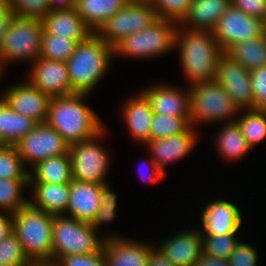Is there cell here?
Instances as JSON below:
<instances>
[{
  "instance_id": "obj_29",
  "label": "cell",
  "mask_w": 266,
  "mask_h": 266,
  "mask_svg": "<svg viewBox=\"0 0 266 266\" xmlns=\"http://www.w3.org/2000/svg\"><path fill=\"white\" fill-rule=\"evenodd\" d=\"M30 169L29 182L65 184L73 180L69 154L48 158Z\"/></svg>"
},
{
  "instance_id": "obj_43",
  "label": "cell",
  "mask_w": 266,
  "mask_h": 266,
  "mask_svg": "<svg viewBox=\"0 0 266 266\" xmlns=\"http://www.w3.org/2000/svg\"><path fill=\"white\" fill-rule=\"evenodd\" d=\"M59 266H107L103 248L86 255H68L60 258Z\"/></svg>"
},
{
  "instance_id": "obj_1",
  "label": "cell",
  "mask_w": 266,
  "mask_h": 266,
  "mask_svg": "<svg viewBox=\"0 0 266 266\" xmlns=\"http://www.w3.org/2000/svg\"><path fill=\"white\" fill-rule=\"evenodd\" d=\"M174 51H178L179 65L187 85L215 80L217 63L224 52L212 32L192 30L178 24Z\"/></svg>"
},
{
  "instance_id": "obj_41",
  "label": "cell",
  "mask_w": 266,
  "mask_h": 266,
  "mask_svg": "<svg viewBox=\"0 0 266 266\" xmlns=\"http://www.w3.org/2000/svg\"><path fill=\"white\" fill-rule=\"evenodd\" d=\"M258 256L256 247L240 240L227 261L230 266H257Z\"/></svg>"
},
{
  "instance_id": "obj_22",
  "label": "cell",
  "mask_w": 266,
  "mask_h": 266,
  "mask_svg": "<svg viewBox=\"0 0 266 266\" xmlns=\"http://www.w3.org/2000/svg\"><path fill=\"white\" fill-rule=\"evenodd\" d=\"M104 186L72 180L66 216L91 223L100 208L101 189Z\"/></svg>"
},
{
  "instance_id": "obj_50",
  "label": "cell",
  "mask_w": 266,
  "mask_h": 266,
  "mask_svg": "<svg viewBox=\"0 0 266 266\" xmlns=\"http://www.w3.org/2000/svg\"><path fill=\"white\" fill-rule=\"evenodd\" d=\"M50 10L73 9L76 6V0H48Z\"/></svg>"
},
{
  "instance_id": "obj_38",
  "label": "cell",
  "mask_w": 266,
  "mask_h": 266,
  "mask_svg": "<svg viewBox=\"0 0 266 266\" xmlns=\"http://www.w3.org/2000/svg\"><path fill=\"white\" fill-rule=\"evenodd\" d=\"M111 188L110 184H107L101 189L100 208L95 218L90 223L96 231H98L102 225L104 226V224L111 223L117 218L118 198L117 194L114 193Z\"/></svg>"
},
{
  "instance_id": "obj_49",
  "label": "cell",
  "mask_w": 266,
  "mask_h": 266,
  "mask_svg": "<svg viewBox=\"0 0 266 266\" xmlns=\"http://www.w3.org/2000/svg\"><path fill=\"white\" fill-rule=\"evenodd\" d=\"M147 266H174L165 258L156 248L149 253V262Z\"/></svg>"
},
{
  "instance_id": "obj_6",
  "label": "cell",
  "mask_w": 266,
  "mask_h": 266,
  "mask_svg": "<svg viewBox=\"0 0 266 266\" xmlns=\"http://www.w3.org/2000/svg\"><path fill=\"white\" fill-rule=\"evenodd\" d=\"M13 216V232L30 261H52L53 217L30 204Z\"/></svg>"
},
{
  "instance_id": "obj_34",
  "label": "cell",
  "mask_w": 266,
  "mask_h": 266,
  "mask_svg": "<svg viewBox=\"0 0 266 266\" xmlns=\"http://www.w3.org/2000/svg\"><path fill=\"white\" fill-rule=\"evenodd\" d=\"M75 40L54 34H43L40 57L66 62L75 51Z\"/></svg>"
},
{
  "instance_id": "obj_16",
  "label": "cell",
  "mask_w": 266,
  "mask_h": 266,
  "mask_svg": "<svg viewBox=\"0 0 266 266\" xmlns=\"http://www.w3.org/2000/svg\"><path fill=\"white\" fill-rule=\"evenodd\" d=\"M30 65L25 78L39 91L51 98L74 94L64 61L39 57Z\"/></svg>"
},
{
  "instance_id": "obj_33",
  "label": "cell",
  "mask_w": 266,
  "mask_h": 266,
  "mask_svg": "<svg viewBox=\"0 0 266 266\" xmlns=\"http://www.w3.org/2000/svg\"><path fill=\"white\" fill-rule=\"evenodd\" d=\"M190 117H174L154 113L149 141L163 139L186 132L191 127Z\"/></svg>"
},
{
  "instance_id": "obj_53",
  "label": "cell",
  "mask_w": 266,
  "mask_h": 266,
  "mask_svg": "<svg viewBox=\"0 0 266 266\" xmlns=\"http://www.w3.org/2000/svg\"><path fill=\"white\" fill-rule=\"evenodd\" d=\"M264 34L266 35V18L264 20Z\"/></svg>"
},
{
  "instance_id": "obj_12",
  "label": "cell",
  "mask_w": 266,
  "mask_h": 266,
  "mask_svg": "<svg viewBox=\"0 0 266 266\" xmlns=\"http://www.w3.org/2000/svg\"><path fill=\"white\" fill-rule=\"evenodd\" d=\"M212 33L219 47L226 53L233 45L263 36L264 21L246 15L230 4Z\"/></svg>"
},
{
  "instance_id": "obj_40",
  "label": "cell",
  "mask_w": 266,
  "mask_h": 266,
  "mask_svg": "<svg viewBox=\"0 0 266 266\" xmlns=\"http://www.w3.org/2000/svg\"><path fill=\"white\" fill-rule=\"evenodd\" d=\"M14 14L19 18L42 19L49 11L48 0H10Z\"/></svg>"
},
{
  "instance_id": "obj_9",
  "label": "cell",
  "mask_w": 266,
  "mask_h": 266,
  "mask_svg": "<svg viewBox=\"0 0 266 266\" xmlns=\"http://www.w3.org/2000/svg\"><path fill=\"white\" fill-rule=\"evenodd\" d=\"M106 132L107 129L104 128L96 136L70 145L69 155L71 158L73 180L100 185L109 184L106 177L111 169L112 162L110 152L105 146H102L101 141L105 137Z\"/></svg>"
},
{
  "instance_id": "obj_44",
  "label": "cell",
  "mask_w": 266,
  "mask_h": 266,
  "mask_svg": "<svg viewBox=\"0 0 266 266\" xmlns=\"http://www.w3.org/2000/svg\"><path fill=\"white\" fill-rule=\"evenodd\" d=\"M231 5L243 11L246 15L261 20L266 18V0H230Z\"/></svg>"
},
{
  "instance_id": "obj_35",
  "label": "cell",
  "mask_w": 266,
  "mask_h": 266,
  "mask_svg": "<svg viewBox=\"0 0 266 266\" xmlns=\"http://www.w3.org/2000/svg\"><path fill=\"white\" fill-rule=\"evenodd\" d=\"M0 178L29 179V171L24 167L15 145L0 146Z\"/></svg>"
},
{
  "instance_id": "obj_52",
  "label": "cell",
  "mask_w": 266,
  "mask_h": 266,
  "mask_svg": "<svg viewBox=\"0 0 266 266\" xmlns=\"http://www.w3.org/2000/svg\"><path fill=\"white\" fill-rule=\"evenodd\" d=\"M128 2H146L149 0H127Z\"/></svg>"
},
{
  "instance_id": "obj_14",
  "label": "cell",
  "mask_w": 266,
  "mask_h": 266,
  "mask_svg": "<svg viewBox=\"0 0 266 266\" xmlns=\"http://www.w3.org/2000/svg\"><path fill=\"white\" fill-rule=\"evenodd\" d=\"M1 94L14 112L37 123L47 121L51 97L39 91L28 80L7 86Z\"/></svg>"
},
{
  "instance_id": "obj_2",
  "label": "cell",
  "mask_w": 266,
  "mask_h": 266,
  "mask_svg": "<svg viewBox=\"0 0 266 266\" xmlns=\"http://www.w3.org/2000/svg\"><path fill=\"white\" fill-rule=\"evenodd\" d=\"M88 96L90 94L74 93L51 98L46 122L69 145L88 140L106 127L98 114L84 102Z\"/></svg>"
},
{
  "instance_id": "obj_17",
  "label": "cell",
  "mask_w": 266,
  "mask_h": 266,
  "mask_svg": "<svg viewBox=\"0 0 266 266\" xmlns=\"http://www.w3.org/2000/svg\"><path fill=\"white\" fill-rule=\"evenodd\" d=\"M163 240L154 247L174 266H194L203 253L202 235L196 226L175 231Z\"/></svg>"
},
{
  "instance_id": "obj_46",
  "label": "cell",
  "mask_w": 266,
  "mask_h": 266,
  "mask_svg": "<svg viewBox=\"0 0 266 266\" xmlns=\"http://www.w3.org/2000/svg\"><path fill=\"white\" fill-rule=\"evenodd\" d=\"M149 159H147V161H150V162H147V163L144 162V164H143V166H144L145 164L147 165L149 163L147 165L148 167H146L147 172L149 171L148 174H146V172H145L146 176L144 175V173H140V175L139 174L138 175L141 177V179L147 180V182H149L150 184H156L159 181H161L162 178H165L166 174L157 166V164L154 162V160L152 159L151 156ZM143 172H144V170H143Z\"/></svg>"
},
{
  "instance_id": "obj_23",
  "label": "cell",
  "mask_w": 266,
  "mask_h": 266,
  "mask_svg": "<svg viewBox=\"0 0 266 266\" xmlns=\"http://www.w3.org/2000/svg\"><path fill=\"white\" fill-rule=\"evenodd\" d=\"M41 20L44 26L43 34L67 37L77 43L93 34L75 8L50 10Z\"/></svg>"
},
{
  "instance_id": "obj_36",
  "label": "cell",
  "mask_w": 266,
  "mask_h": 266,
  "mask_svg": "<svg viewBox=\"0 0 266 266\" xmlns=\"http://www.w3.org/2000/svg\"><path fill=\"white\" fill-rule=\"evenodd\" d=\"M238 233H229L224 235H202L203 253L212 257H218L227 260L234 251L236 245L240 242Z\"/></svg>"
},
{
  "instance_id": "obj_18",
  "label": "cell",
  "mask_w": 266,
  "mask_h": 266,
  "mask_svg": "<svg viewBox=\"0 0 266 266\" xmlns=\"http://www.w3.org/2000/svg\"><path fill=\"white\" fill-rule=\"evenodd\" d=\"M156 83L140 90L149 100L153 112L174 117H190L188 85L186 88L179 85V88L167 82Z\"/></svg>"
},
{
  "instance_id": "obj_15",
  "label": "cell",
  "mask_w": 266,
  "mask_h": 266,
  "mask_svg": "<svg viewBox=\"0 0 266 266\" xmlns=\"http://www.w3.org/2000/svg\"><path fill=\"white\" fill-rule=\"evenodd\" d=\"M200 228L201 235H224L239 233L243 223V214L237 204L224 198L210 200L201 207Z\"/></svg>"
},
{
  "instance_id": "obj_4",
  "label": "cell",
  "mask_w": 266,
  "mask_h": 266,
  "mask_svg": "<svg viewBox=\"0 0 266 266\" xmlns=\"http://www.w3.org/2000/svg\"><path fill=\"white\" fill-rule=\"evenodd\" d=\"M110 233V234H109ZM114 234V235H113ZM101 236V237H100ZM124 236V234L99 231L89 223L66 215L53 217L52 261L68 255H86L96 253L103 248L106 238Z\"/></svg>"
},
{
  "instance_id": "obj_47",
  "label": "cell",
  "mask_w": 266,
  "mask_h": 266,
  "mask_svg": "<svg viewBox=\"0 0 266 266\" xmlns=\"http://www.w3.org/2000/svg\"><path fill=\"white\" fill-rule=\"evenodd\" d=\"M13 232V216L11 213L0 211V241Z\"/></svg>"
},
{
  "instance_id": "obj_5",
  "label": "cell",
  "mask_w": 266,
  "mask_h": 266,
  "mask_svg": "<svg viewBox=\"0 0 266 266\" xmlns=\"http://www.w3.org/2000/svg\"><path fill=\"white\" fill-rule=\"evenodd\" d=\"M190 122L195 128L200 124H224L235 122L239 113L231 96L214 81L188 85Z\"/></svg>"
},
{
  "instance_id": "obj_10",
  "label": "cell",
  "mask_w": 266,
  "mask_h": 266,
  "mask_svg": "<svg viewBox=\"0 0 266 266\" xmlns=\"http://www.w3.org/2000/svg\"><path fill=\"white\" fill-rule=\"evenodd\" d=\"M158 19L156 10L146 2H128L96 33L113 49L127 36L140 32Z\"/></svg>"
},
{
  "instance_id": "obj_37",
  "label": "cell",
  "mask_w": 266,
  "mask_h": 266,
  "mask_svg": "<svg viewBox=\"0 0 266 266\" xmlns=\"http://www.w3.org/2000/svg\"><path fill=\"white\" fill-rule=\"evenodd\" d=\"M30 263L14 232L0 241V266H30Z\"/></svg>"
},
{
  "instance_id": "obj_39",
  "label": "cell",
  "mask_w": 266,
  "mask_h": 266,
  "mask_svg": "<svg viewBox=\"0 0 266 266\" xmlns=\"http://www.w3.org/2000/svg\"><path fill=\"white\" fill-rule=\"evenodd\" d=\"M192 0H149L158 18L173 20L178 24L188 13Z\"/></svg>"
},
{
  "instance_id": "obj_24",
  "label": "cell",
  "mask_w": 266,
  "mask_h": 266,
  "mask_svg": "<svg viewBox=\"0 0 266 266\" xmlns=\"http://www.w3.org/2000/svg\"><path fill=\"white\" fill-rule=\"evenodd\" d=\"M28 191L32 193L29 204L35 209L52 215H66L70 183L29 182Z\"/></svg>"
},
{
  "instance_id": "obj_27",
  "label": "cell",
  "mask_w": 266,
  "mask_h": 266,
  "mask_svg": "<svg viewBox=\"0 0 266 266\" xmlns=\"http://www.w3.org/2000/svg\"><path fill=\"white\" fill-rule=\"evenodd\" d=\"M127 3V0H76L75 9L92 33H97Z\"/></svg>"
},
{
  "instance_id": "obj_54",
  "label": "cell",
  "mask_w": 266,
  "mask_h": 266,
  "mask_svg": "<svg viewBox=\"0 0 266 266\" xmlns=\"http://www.w3.org/2000/svg\"><path fill=\"white\" fill-rule=\"evenodd\" d=\"M4 72V70L1 68V66H0V78H1V76L3 75L2 73Z\"/></svg>"
},
{
  "instance_id": "obj_11",
  "label": "cell",
  "mask_w": 266,
  "mask_h": 266,
  "mask_svg": "<svg viewBox=\"0 0 266 266\" xmlns=\"http://www.w3.org/2000/svg\"><path fill=\"white\" fill-rule=\"evenodd\" d=\"M24 167H34L51 157L69 154L70 145L47 122L36 127L15 144ZM29 165V166H28Z\"/></svg>"
},
{
  "instance_id": "obj_42",
  "label": "cell",
  "mask_w": 266,
  "mask_h": 266,
  "mask_svg": "<svg viewBox=\"0 0 266 266\" xmlns=\"http://www.w3.org/2000/svg\"><path fill=\"white\" fill-rule=\"evenodd\" d=\"M254 109L266 108V65L250 71Z\"/></svg>"
},
{
  "instance_id": "obj_20",
  "label": "cell",
  "mask_w": 266,
  "mask_h": 266,
  "mask_svg": "<svg viewBox=\"0 0 266 266\" xmlns=\"http://www.w3.org/2000/svg\"><path fill=\"white\" fill-rule=\"evenodd\" d=\"M138 240L125 236L106 238L103 250L107 266H147L155 243Z\"/></svg>"
},
{
  "instance_id": "obj_8",
  "label": "cell",
  "mask_w": 266,
  "mask_h": 266,
  "mask_svg": "<svg viewBox=\"0 0 266 266\" xmlns=\"http://www.w3.org/2000/svg\"><path fill=\"white\" fill-rule=\"evenodd\" d=\"M44 26L41 19L15 17L8 31L0 54V66L6 70L7 63H33L40 57Z\"/></svg>"
},
{
  "instance_id": "obj_26",
  "label": "cell",
  "mask_w": 266,
  "mask_h": 266,
  "mask_svg": "<svg viewBox=\"0 0 266 266\" xmlns=\"http://www.w3.org/2000/svg\"><path fill=\"white\" fill-rule=\"evenodd\" d=\"M217 135L215 134V147L216 152H219V156L228 161L236 163L241 161L252 150L247 141L245 140L242 130L238 123H224L220 126Z\"/></svg>"
},
{
  "instance_id": "obj_7",
  "label": "cell",
  "mask_w": 266,
  "mask_h": 266,
  "mask_svg": "<svg viewBox=\"0 0 266 266\" xmlns=\"http://www.w3.org/2000/svg\"><path fill=\"white\" fill-rule=\"evenodd\" d=\"M178 23L158 18L140 32L132 33L114 48V57L151 59L174 51Z\"/></svg>"
},
{
  "instance_id": "obj_13",
  "label": "cell",
  "mask_w": 266,
  "mask_h": 266,
  "mask_svg": "<svg viewBox=\"0 0 266 266\" xmlns=\"http://www.w3.org/2000/svg\"><path fill=\"white\" fill-rule=\"evenodd\" d=\"M215 81L231 96L239 110L254 109L250 71L225 52L218 60Z\"/></svg>"
},
{
  "instance_id": "obj_3",
  "label": "cell",
  "mask_w": 266,
  "mask_h": 266,
  "mask_svg": "<svg viewBox=\"0 0 266 266\" xmlns=\"http://www.w3.org/2000/svg\"><path fill=\"white\" fill-rule=\"evenodd\" d=\"M114 49L96 33L78 42L65 62L73 93L90 94L109 72Z\"/></svg>"
},
{
  "instance_id": "obj_45",
  "label": "cell",
  "mask_w": 266,
  "mask_h": 266,
  "mask_svg": "<svg viewBox=\"0 0 266 266\" xmlns=\"http://www.w3.org/2000/svg\"><path fill=\"white\" fill-rule=\"evenodd\" d=\"M15 17L11 1L0 0V54L4 46L5 33L8 31L9 26Z\"/></svg>"
},
{
  "instance_id": "obj_21",
  "label": "cell",
  "mask_w": 266,
  "mask_h": 266,
  "mask_svg": "<svg viewBox=\"0 0 266 266\" xmlns=\"http://www.w3.org/2000/svg\"><path fill=\"white\" fill-rule=\"evenodd\" d=\"M125 103V104H124ZM123 121L130 138L137 143L145 145L149 142V133L154 116L151 104L146 96L141 92L123 102L121 108Z\"/></svg>"
},
{
  "instance_id": "obj_28",
  "label": "cell",
  "mask_w": 266,
  "mask_h": 266,
  "mask_svg": "<svg viewBox=\"0 0 266 266\" xmlns=\"http://www.w3.org/2000/svg\"><path fill=\"white\" fill-rule=\"evenodd\" d=\"M36 125L37 122L33 119L14 112L0 96V143L2 145H15Z\"/></svg>"
},
{
  "instance_id": "obj_31",
  "label": "cell",
  "mask_w": 266,
  "mask_h": 266,
  "mask_svg": "<svg viewBox=\"0 0 266 266\" xmlns=\"http://www.w3.org/2000/svg\"><path fill=\"white\" fill-rule=\"evenodd\" d=\"M249 147H254L266 139V112L262 109L240 110L236 118Z\"/></svg>"
},
{
  "instance_id": "obj_25",
  "label": "cell",
  "mask_w": 266,
  "mask_h": 266,
  "mask_svg": "<svg viewBox=\"0 0 266 266\" xmlns=\"http://www.w3.org/2000/svg\"><path fill=\"white\" fill-rule=\"evenodd\" d=\"M230 0H192L188 13L179 25L199 31L212 32Z\"/></svg>"
},
{
  "instance_id": "obj_19",
  "label": "cell",
  "mask_w": 266,
  "mask_h": 266,
  "mask_svg": "<svg viewBox=\"0 0 266 266\" xmlns=\"http://www.w3.org/2000/svg\"><path fill=\"white\" fill-rule=\"evenodd\" d=\"M197 131V127L191 126L182 134L147 142L148 156L166 174L168 164L183 160L194 150L199 139Z\"/></svg>"
},
{
  "instance_id": "obj_51",
  "label": "cell",
  "mask_w": 266,
  "mask_h": 266,
  "mask_svg": "<svg viewBox=\"0 0 266 266\" xmlns=\"http://www.w3.org/2000/svg\"><path fill=\"white\" fill-rule=\"evenodd\" d=\"M30 266H59L55 261H31Z\"/></svg>"
},
{
  "instance_id": "obj_48",
  "label": "cell",
  "mask_w": 266,
  "mask_h": 266,
  "mask_svg": "<svg viewBox=\"0 0 266 266\" xmlns=\"http://www.w3.org/2000/svg\"><path fill=\"white\" fill-rule=\"evenodd\" d=\"M194 266H230L228 261L218 257H212L202 253Z\"/></svg>"
},
{
  "instance_id": "obj_30",
  "label": "cell",
  "mask_w": 266,
  "mask_h": 266,
  "mask_svg": "<svg viewBox=\"0 0 266 266\" xmlns=\"http://www.w3.org/2000/svg\"><path fill=\"white\" fill-rule=\"evenodd\" d=\"M226 54L249 71L266 65V35L233 45Z\"/></svg>"
},
{
  "instance_id": "obj_32",
  "label": "cell",
  "mask_w": 266,
  "mask_h": 266,
  "mask_svg": "<svg viewBox=\"0 0 266 266\" xmlns=\"http://www.w3.org/2000/svg\"><path fill=\"white\" fill-rule=\"evenodd\" d=\"M25 188H29V179L0 178V211L13 214L27 206L29 197L23 194Z\"/></svg>"
}]
</instances>
